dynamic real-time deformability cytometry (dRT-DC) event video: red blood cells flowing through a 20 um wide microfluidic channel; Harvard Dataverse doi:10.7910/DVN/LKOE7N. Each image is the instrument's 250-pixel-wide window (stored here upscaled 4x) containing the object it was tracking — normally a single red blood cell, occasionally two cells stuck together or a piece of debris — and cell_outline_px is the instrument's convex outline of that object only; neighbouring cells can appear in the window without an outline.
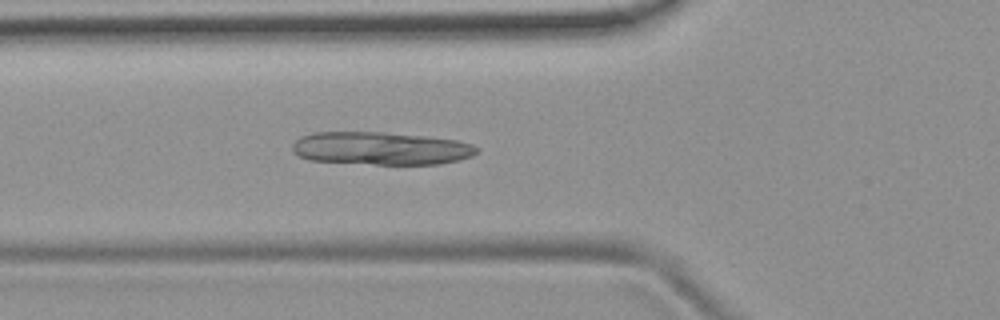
{"species": "common noctule bat (a hibernating species)", "species_latin": "Nyctalus noctula", "temperature_condition": "room temperature", "stored_images_in_passage": 42, "camera_frame_rate_fps": 3000, "um_per_image_px": 0.085, "animal": {"sex": "female", "body_mass_g": 19.9}, "frame": {"image": 1, "passage_image": 9, "time_ms": 2.667, "image_size_px": [1000, 320], "cell_outline_px": [[480, 148], [472, 156], [460, 160], [440, 164], [376, 164], [308, 160], [292, 152], [292, 144], [300, 136], [312, 132], [384, 132], [428, 136], [456, 140], [472, 144]], "centroid_in_image_um": [32.37, 12.6], "position_along_channel_um": 93.4, "area_um2": 35.6}}
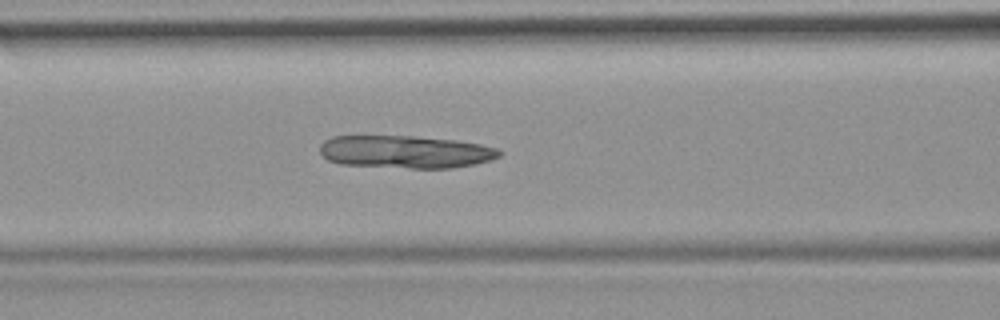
{"frame": {"image": 2, "passage_image": 12, "time_ms": 3.667, "image_size_px": [1000, 320], "cell_outline_px": [[504, 152], [500, 156], [492, 160], [476, 164], [452, 168], [412, 168], [340, 164], [328, 160], [320, 152], [320, 144], [324, 140], [332, 136], [412, 136], [456, 140], [480, 144], [496, 148]], "centroid_in_image_um": [34.49, 12.9], "position_along_channel_um": 132.1, "area_um2": 34.33}}
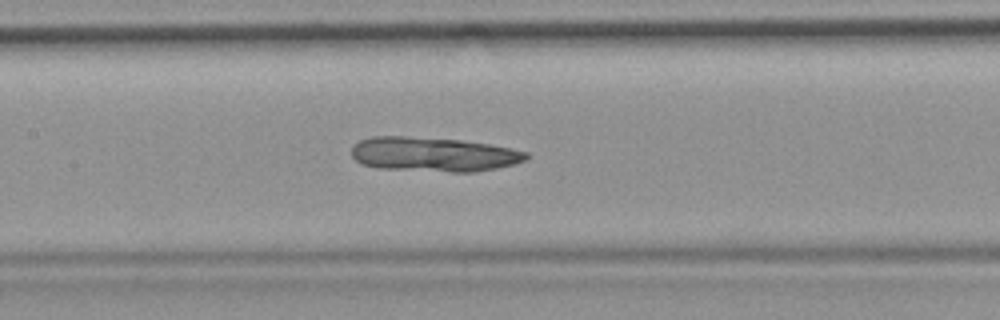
{"frame": {"image": 3, "passage_image": 15, "time_ms": 4.667, "image_size_px": [1000, 320], "cell_outline_px": [[528, 160], [496, 168], [472, 172], [452, 172], [380, 168], [364, 164], [356, 160], [352, 156], [352, 144], [360, 140], [372, 136], [404, 136], [460, 140], [488, 144], [512, 148], [528, 152]], "centroid_in_image_um": [36.85, 13.11], "position_along_channel_um": 170.5, "area_um2": 34.97}}